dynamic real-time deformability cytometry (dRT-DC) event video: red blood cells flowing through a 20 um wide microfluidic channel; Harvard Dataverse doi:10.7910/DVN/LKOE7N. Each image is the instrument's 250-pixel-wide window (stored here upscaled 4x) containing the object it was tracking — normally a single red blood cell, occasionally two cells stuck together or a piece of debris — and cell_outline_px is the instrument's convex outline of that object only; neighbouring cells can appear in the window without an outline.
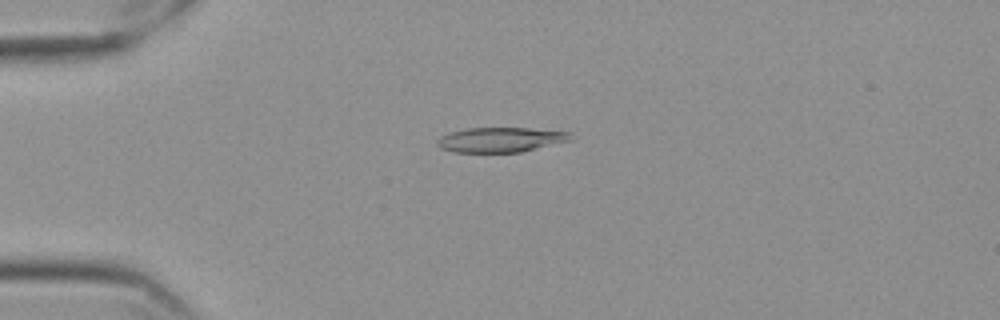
{"species": "Egyptian fruit bat (a non-hibernating species)", "species_latin": "Rousettus aegyptiacus", "temperature_condition": "cold", "stored_images_in_passage": 58, "camera_frame_rate_fps": 3000, "um_per_image_px": 0.085, "frame": {"image": 1, "passage_image": 15, "time_ms": 4.667, "image_size_px": [1000, 320], "cell_outline_px": [[572, 140], [520, 152], [456, 152], [440, 148], [436, 144], [436, 140], [440, 136], [448, 132], [464, 128], [528, 128], [572, 132]], "centroid_in_image_um": [42.53, 11.87], "position_along_channel_um": 42.5, "area_um2": 19.42}}
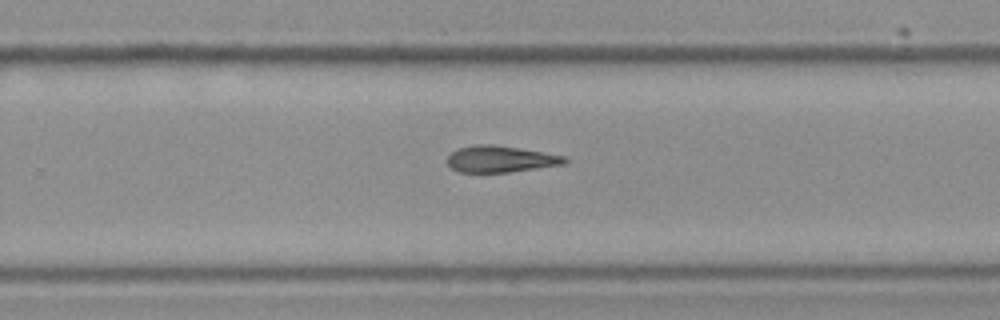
{"frame": {"image": 2, "passage_image": 38, "time_ms": 12.333, "image_size_px": [1000, 320], "cell_outline_px": [[568, 160], [564, 164], [508, 172], [460, 172], [452, 168], [448, 164], [448, 156], [456, 148], [476, 144], [496, 144], [564, 156]], "centroid_in_image_um": [42.5, 13.51], "position_along_channel_um": 287.3, "area_um2": 17.98}}
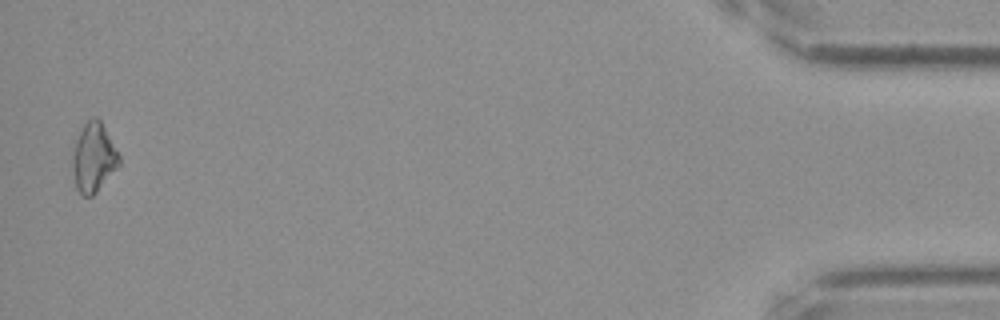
{"frame": {"image": 3, "passage_image": 57, "time_ms": 18.667, "image_size_px": [1000, 320], "cell_outline_px": [[120, 164], [96, 192], [92, 196], [84, 196], [76, 188], [72, 164], [72, 156], [80, 132], [84, 124], [92, 116], [96, 116], [100, 120], [120, 156]], "centroid_in_image_um": [7.96, 13.39], "position_along_channel_um": 427.2, "area_um2": 18.32}, "authors_computed_cell_mechanics": {"area_um2": 18.6694, "velocity_mm_per_s": 3.5515, "shape_relaxation_time_tau1_ms": null, "shape_relaxation_time_tau2_ms": 10.6337, "deformation_change_tau1": null, "deformation_change_tau2": 0.2286}}